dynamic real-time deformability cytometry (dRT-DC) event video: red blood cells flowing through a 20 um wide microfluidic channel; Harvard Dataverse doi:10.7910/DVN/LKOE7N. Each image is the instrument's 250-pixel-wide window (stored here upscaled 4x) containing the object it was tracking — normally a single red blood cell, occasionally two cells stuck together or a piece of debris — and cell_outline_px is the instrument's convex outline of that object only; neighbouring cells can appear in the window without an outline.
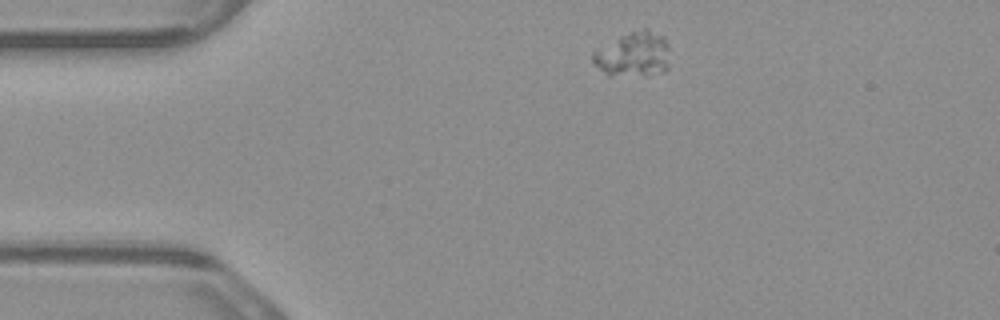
{"species": "common noctule bat (a hibernating species)", "species_latin": "Nyctalus noctula", "temperature_condition": "warm", "stored_images_in_passage": 2, "camera_frame_rate_fps": 3000, "um_per_image_px": 0.085, "animal": {"sex": "male", "body_mass_g": 23.1, "forearm_length_mm": 52.7}, "frame": {"image": 1, "passage_image": 1, "time_ms": 0.0, "image_size_px": [1000, 320], "cell_outline_px": [[668, 68], [664, 72], [644, 76], [608, 76], [592, 60], [592, 52], [620, 36], [640, 28], [648, 28], [664, 36], [668, 44]], "centroid_in_image_um": [53.87, 4.63], "position_along_channel_um": 31.1, "area_um2": 20.35}}